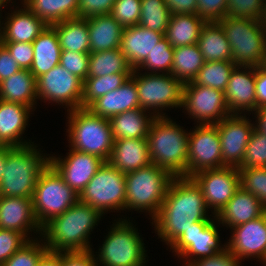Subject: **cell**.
<instances>
[{
  "label": "cell",
  "mask_w": 266,
  "mask_h": 266,
  "mask_svg": "<svg viewBox=\"0 0 266 266\" xmlns=\"http://www.w3.org/2000/svg\"><path fill=\"white\" fill-rule=\"evenodd\" d=\"M202 190L191 177H174L160 210L152 220L154 230L166 245L171 246L197 221L209 218Z\"/></svg>",
  "instance_id": "obj_1"
},
{
  "label": "cell",
  "mask_w": 266,
  "mask_h": 266,
  "mask_svg": "<svg viewBox=\"0 0 266 266\" xmlns=\"http://www.w3.org/2000/svg\"><path fill=\"white\" fill-rule=\"evenodd\" d=\"M102 216L97 209L78 200L42 227L41 238L52 252L92 251L89 235Z\"/></svg>",
  "instance_id": "obj_2"
},
{
  "label": "cell",
  "mask_w": 266,
  "mask_h": 266,
  "mask_svg": "<svg viewBox=\"0 0 266 266\" xmlns=\"http://www.w3.org/2000/svg\"><path fill=\"white\" fill-rule=\"evenodd\" d=\"M152 164L174 177H187L189 133L167 117H155L147 135Z\"/></svg>",
  "instance_id": "obj_3"
},
{
  "label": "cell",
  "mask_w": 266,
  "mask_h": 266,
  "mask_svg": "<svg viewBox=\"0 0 266 266\" xmlns=\"http://www.w3.org/2000/svg\"><path fill=\"white\" fill-rule=\"evenodd\" d=\"M40 151L34 143L6 151L0 180L2 196L32 198L38 177L50 164V157Z\"/></svg>",
  "instance_id": "obj_4"
},
{
  "label": "cell",
  "mask_w": 266,
  "mask_h": 266,
  "mask_svg": "<svg viewBox=\"0 0 266 266\" xmlns=\"http://www.w3.org/2000/svg\"><path fill=\"white\" fill-rule=\"evenodd\" d=\"M67 115L69 146L108 162L114 144L109 119L95 115L88 108L70 110Z\"/></svg>",
  "instance_id": "obj_5"
},
{
  "label": "cell",
  "mask_w": 266,
  "mask_h": 266,
  "mask_svg": "<svg viewBox=\"0 0 266 266\" xmlns=\"http://www.w3.org/2000/svg\"><path fill=\"white\" fill-rule=\"evenodd\" d=\"M174 176L162 167L150 164L125 174V210L148 212L152 220L158 214Z\"/></svg>",
  "instance_id": "obj_6"
},
{
  "label": "cell",
  "mask_w": 266,
  "mask_h": 266,
  "mask_svg": "<svg viewBox=\"0 0 266 266\" xmlns=\"http://www.w3.org/2000/svg\"><path fill=\"white\" fill-rule=\"evenodd\" d=\"M218 23L230 44L232 62L236 66H260L266 52L264 22L227 15Z\"/></svg>",
  "instance_id": "obj_7"
},
{
  "label": "cell",
  "mask_w": 266,
  "mask_h": 266,
  "mask_svg": "<svg viewBox=\"0 0 266 266\" xmlns=\"http://www.w3.org/2000/svg\"><path fill=\"white\" fill-rule=\"evenodd\" d=\"M112 226L94 257L97 265L145 266L147 251L135 225L121 218Z\"/></svg>",
  "instance_id": "obj_8"
},
{
  "label": "cell",
  "mask_w": 266,
  "mask_h": 266,
  "mask_svg": "<svg viewBox=\"0 0 266 266\" xmlns=\"http://www.w3.org/2000/svg\"><path fill=\"white\" fill-rule=\"evenodd\" d=\"M79 200V195L70 188L49 164L38 177L33 196V211L42 228L51 219L63 214Z\"/></svg>",
  "instance_id": "obj_9"
},
{
  "label": "cell",
  "mask_w": 266,
  "mask_h": 266,
  "mask_svg": "<svg viewBox=\"0 0 266 266\" xmlns=\"http://www.w3.org/2000/svg\"><path fill=\"white\" fill-rule=\"evenodd\" d=\"M131 78L136 83L139 108L153 111L151 113L154 117H165L166 113L162 112L165 108L182 107L184 84L173 75L146 72L142 74L134 69Z\"/></svg>",
  "instance_id": "obj_10"
},
{
  "label": "cell",
  "mask_w": 266,
  "mask_h": 266,
  "mask_svg": "<svg viewBox=\"0 0 266 266\" xmlns=\"http://www.w3.org/2000/svg\"><path fill=\"white\" fill-rule=\"evenodd\" d=\"M79 201L97 209L102 215L110 210H125V174L109 162H104L79 194Z\"/></svg>",
  "instance_id": "obj_11"
},
{
  "label": "cell",
  "mask_w": 266,
  "mask_h": 266,
  "mask_svg": "<svg viewBox=\"0 0 266 266\" xmlns=\"http://www.w3.org/2000/svg\"><path fill=\"white\" fill-rule=\"evenodd\" d=\"M212 217L214 218L195 222L194 227L184 231L170 246L172 253L174 252L178 258L185 259L186 266L194 260L213 256L227 249V243L220 245L219 232L214 222L216 217Z\"/></svg>",
  "instance_id": "obj_12"
},
{
  "label": "cell",
  "mask_w": 266,
  "mask_h": 266,
  "mask_svg": "<svg viewBox=\"0 0 266 266\" xmlns=\"http://www.w3.org/2000/svg\"><path fill=\"white\" fill-rule=\"evenodd\" d=\"M182 107L197 125L217 124L231 115L224 92L192 81L183 86Z\"/></svg>",
  "instance_id": "obj_13"
},
{
  "label": "cell",
  "mask_w": 266,
  "mask_h": 266,
  "mask_svg": "<svg viewBox=\"0 0 266 266\" xmlns=\"http://www.w3.org/2000/svg\"><path fill=\"white\" fill-rule=\"evenodd\" d=\"M36 84L37 99L65 105L67 111L81 108L83 81L60 64L39 76Z\"/></svg>",
  "instance_id": "obj_14"
},
{
  "label": "cell",
  "mask_w": 266,
  "mask_h": 266,
  "mask_svg": "<svg viewBox=\"0 0 266 266\" xmlns=\"http://www.w3.org/2000/svg\"><path fill=\"white\" fill-rule=\"evenodd\" d=\"M187 177L206 169L223 165L221 144L215 124L197 125L189 132Z\"/></svg>",
  "instance_id": "obj_15"
},
{
  "label": "cell",
  "mask_w": 266,
  "mask_h": 266,
  "mask_svg": "<svg viewBox=\"0 0 266 266\" xmlns=\"http://www.w3.org/2000/svg\"><path fill=\"white\" fill-rule=\"evenodd\" d=\"M191 178L201 188L208 209L216 216L240 187L238 168L225 166L197 172Z\"/></svg>",
  "instance_id": "obj_16"
},
{
  "label": "cell",
  "mask_w": 266,
  "mask_h": 266,
  "mask_svg": "<svg viewBox=\"0 0 266 266\" xmlns=\"http://www.w3.org/2000/svg\"><path fill=\"white\" fill-rule=\"evenodd\" d=\"M243 114H231L215 124L224 166L238 167L242 163L247 143L255 129V124Z\"/></svg>",
  "instance_id": "obj_17"
},
{
  "label": "cell",
  "mask_w": 266,
  "mask_h": 266,
  "mask_svg": "<svg viewBox=\"0 0 266 266\" xmlns=\"http://www.w3.org/2000/svg\"><path fill=\"white\" fill-rule=\"evenodd\" d=\"M50 165L78 195L104 164L101 158L70 149L65 158L49 156Z\"/></svg>",
  "instance_id": "obj_18"
},
{
  "label": "cell",
  "mask_w": 266,
  "mask_h": 266,
  "mask_svg": "<svg viewBox=\"0 0 266 266\" xmlns=\"http://www.w3.org/2000/svg\"><path fill=\"white\" fill-rule=\"evenodd\" d=\"M232 235L227 248L241 261L258 258L266 264V212L251 221L231 228Z\"/></svg>",
  "instance_id": "obj_19"
},
{
  "label": "cell",
  "mask_w": 266,
  "mask_h": 266,
  "mask_svg": "<svg viewBox=\"0 0 266 266\" xmlns=\"http://www.w3.org/2000/svg\"><path fill=\"white\" fill-rule=\"evenodd\" d=\"M255 78L256 67L254 66H236L231 72L224 90V98L230 114L241 115L243 112L256 111Z\"/></svg>",
  "instance_id": "obj_20"
},
{
  "label": "cell",
  "mask_w": 266,
  "mask_h": 266,
  "mask_svg": "<svg viewBox=\"0 0 266 266\" xmlns=\"http://www.w3.org/2000/svg\"><path fill=\"white\" fill-rule=\"evenodd\" d=\"M0 228L17 231L28 240H32V237L28 236L32 231L39 233L41 237L42 228L35 218L32 198L2 196Z\"/></svg>",
  "instance_id": "obj_21"
},
{
  "label": "cell",
  "mask_w": 266,
  "mask_h": 266,
  "mask_svg": "<svg viewBox=\"0 0 266 266\" xmlns=\"http://www.w3.org/2000/svg\"><path fill=\"white\" fill-rule=\"evenodd\" d=\"M32 111L26 105L0 99V145L21 147L34 143L31 140L23 141L21 136L26 130Z\"/></svg>",
  "instance_id": "obj_22"
},
{
  "label": "cell",
  "mask_w": 266,
  "mask_h": 266,
  "mask_svg": "<svg viewBox=\"0 0 266 266\" xmlns=\"http://www.w3.org/2000/svg\"><path fill=\"white\" fill-rule=\"evenodd\" d=\"M164 38V33L137 24L123 28L120 50L133 69H136Z\"/></svg>",
  "instance_id": "obj_23"
},
{
  "label": "cell",
  "mask_w": 266,
  "mask_h": 266,
  "mask_svg": "<svg viewBox=\"0 0 266 266\" xmlns=\"http://www.w3.org/2000/svg\"><path fill=\"white\" fill-rule=\"evenodd\" d=\"M7 14L2 28L1 42L32 43L48 26L25 5Z\"/></svg>",
  "instance_id": "obj_24"
},
{
  "label": "cell",
  "mask_w": 266,
  "mask_h": 266,
  "mask_svg": "<svg viewBox=\"0 0 266 266\" xmlns=\"http://www.w3.org/2000/svg\"><path fill=\"white\" fill-rule=\"evenodd\" d=\"M266 208L260 200L239 187L231 200L215 216L217 223L233 228L262 216Z\"/></svg>",
  "instance_id": "obj_25"
},
{
  "label": "cell",
  "mask_w": 266,
  "mask_h": 266,
  "mask_svg": "<svg viewBox=\"0 0 266 266\" xmlns=\"http://www.w3.org/2000/svg\"><path fill=\"white\" fill-rule=\"evenodd\" d=\"M108 162L124 174L150 165L147 138L114 140Z\"/></svg>",
  "instance_id": "obj_26"
},
{
  "label": "cell",
  "mask_w": 266,
  "mask_h": 266,
  "mask_svg": "<svg viewBox=\"0 0 266 266\" xmlns=\"http://www.w3.org/2000/svg\"><path fill=\"white\" fill-rule=\"evenodd\" d=\"M87 108L95 115L108 119L122 112L139 108L135 81L130 77L118 89L97 98Z\"/></svg>",
  "instance_id": "obj_27"
},
{
  "label": "cell",
  "mask_w": 266,
  "mask_h": 266,
  "mask_svg": "<svg viewBox=\"0 0 266 266\" xmlns=\"http://www.w3.org/2000/svg\"><path fill=\"white\" fill-rule=\"evenodd\" d=\"M90 53L120 48L123 27L110 15L86 18Z\"/></svg>",
  "instance_id": "obj_28"
},
{
  "label": "cell",
  "mask_w": 266,
  "mask_h": 266,
  "mask_svg": "<svg viewBox=\"0 0 266 266\" xmlns=\"http://www.w3.org/2000/svg\"><path fill=\"white\" fill-rule=\"evenodd\" d=\"M34 58L30 72L37 79L60 64L61 47L55 29H46L32 42Z\"/></svg>",
  "instance_id": "obj_29"
},
{
  "label": "cell",
  "mask_w": 266,
  "mask_h": 266,
  "mask_svg": "<svg viewBox=\"0 0 266 266\" xmlns=\"http://www.w3.org/2000/svg\"><path fill=\"white\" fill-rule=\"evenodd\" d=\"M0 99L26 105L32 110L36 108L37 84L30 70L21 69L1 81Z\"/></svg>",
  "instance_id": "obj_30"
},
{
  "label": "cell",
  "mask_w": 266,
  "mask_h": 266,
  "mask_svg": "<svg viewBox=\"0 0 266 266\" xmlns=\"http://www.w3.org/2000/svg\"><path fill=\"white\" fill-rule=\"evenodd\" d=\"M154 118L152 113L141 108L114 115L109 119L114 140L147 138Z\"/></svg>",
  "instance_id": "obj_31"
},
{
  "label": "cell",
  "mask_w": 266,
  "mask_h": 266,
  "mask_svg": "<svg viewBox=\"0 0 266 266\" xmlns=\"http://www.w3.org/2000/svg\"><path fill=\"white\" fill-rule=\"evenodd\" d=\"M197 45L205 62L232 61V50L222 26L206 22L201 29Z\"/></svg>",
  "instance_id": "obj_32"
},
{
  "label": "cell",
  "mask_w": 266,
  "mask_h": 266,
  "mask_svg": "<svg viewBox=\"0 0 266 266\" xmlns=\"http://www.w3.org/2000/svg\"><path fill=\"white\" fill-rule=\"evenodd\" d=\"M205 23L197 14L171 15L164 37L173 48L197 44Z\"/></svg>",
  "instance_id": "obj_33"
},
{
  "label": "cell",
  "mask_w": 266,
  "mask_h": 266,
  "mask_svg": "<svg viewBox=\"0 0 266 266\" xmlns=\"http://www.w3.org/2000/svg\"><path fill=\"white\" fill-rule=\"evenodd\" d=\"M51 26L57 33L61 51L90 53L86 18H70Z\"/></svg>",
  "instance_id": "obj_34"
},
{
  "label": "cell",
  "mask_w": 266,
  "mask_h": 266,
  "mask_svg": "<svg viewBox=\"0 0 266 266\" xmlns=\"http://www.w3.org/2000/svg\"><path fill=\"white\" fill-rule=\"evenodd\" d=\"M24 5L48 26L79 17V0H27Z\"/></svg>",
  "instance_id": "obj_35"
},
{
  "label": "cell",
  "mask_w": 266,
  "mask_h": 266,
  "mask_svg": "<svg viewBox=\"0 0 266 266\" xmlns=\"http://www.w3.org/2000/svg\"><path fill=\"white\" fill-rule=\"evenodd\" d=\"M204 63L197 44L175 47L170 74L185 84L193 81Z\"/></svg>",
  "instance_id": "obj_36"
},
{
  "label": "cell",
  "mask_w": 266,
  "mask_h": 266,
  "mask_svg": "<svg viewBox=\"0 0 266 266\" xmlns=\"http://www.w3.org/2000/svg\"><path fill=\"white\" fill-rule=\"evenodd\" d=\"M125 55L120 48L90 53L87 77H102L115 73H132Z\"/></svg>",
  "instance_id": "obj_37"
},
{
  "label": "cell",
  "mask_w": 266,
  "mask_h": 266,
  "mask_svg": "<svg viewBox=\"0 0 266 266\" xmlns=\"http://www.w3.org/2000/svg\"><path fill=\"white\" fill-rule=\"evenodd\" d=\"M132 73H115L102 77H87L83 82L81 108H87L97 98L122 86Z\"/></svg>",
  "instance_id": "obj_38"
},
{
  "label": "cell",
  "mask_w": 266,
  "mask_h": 266,
  "mask_svg": "<svg viewBox=\"0 0 266 266\" xmlns=\"http://www.w3.org/2000/svg\"><path fill=\"white\" fill-rule=\"evenodd\" d=\"M235 67L232 61L205 62L192 82L224 92Z\"/></svg>",
  "instance_id": "obj_39"
},
{
  "label": "cell",
  "mask_w": 266,
  "mask_h": 266,
  "mask_svg": "<svg viewBox=\"0 0 266 266\" xmlns=\"http://www.w3.org/2000/svg\"><path fill=\"white\" fill-rule=\"evenodd\" d=\"M171 13L164 0H141L139 24L146 29L166 32Z\"/></svg>",
  "instance_id": "obj_40"
},
{
  "label": "cell",
  "mask_w": 266,
  "mask_h": 266,
  "mask_svg": "<svg viewBox=\"0 0 266 266\" xmlns=\"http://www.w3.org/2000/svg\"><path fill=\"white\" fill-rule=\"evenodd\" d=\"M174 57V48L164 37L148 57L136 68L138 71L146 69L147 73L170 74ZM141 68V69H140ZM148 69V70H147ZM151 71V72H148Z\"/></svg>",
  "instance_id": "obj_41"
},
{
  "label": "cell",
  "mask_w": 266,
  "mask_h": 266,
  "mask_svg": "<svg viewBox=\"0 0 266 266\" xmlns=\"http://www.w3.org/2000/svg\"><path fill=\"white\" fill-rule=\"evenodd\" d=\"M240 187L256 196L266 208V167L238 168Z\"/></svg>",
  "instance_id": "obj_42"
},
{
  "label": "cell",
  "mask_w": 266,
  "mask_h": 266,
  "mask_svg": "<svg viewBox=\"0 0 266 266\" xmlns=\"http://www.w3.org/2000/svg\"><path fill=\"white\" fill-rule=\"evenodd\" d=\"M266 167V135L253 130L247 143L243 161L237 168Z\"/></svg>",
  "instance_id": "obj_43"
},
{
  "label": "cell",
  "mask_w": 266,
  "mask_h": 266,
  "mask_svg": "<svg viewBox=\"0 0 266 266\" xmlns=\"http://www.w3.org/2000/svg\"><path fill=\"white\" fill-rule=\"evenodd\" d=\"M35 239L25 243L2 266H37L38 261L48 249L42 239L40 241L38 238Z\"/></svg>",
  "instance_id": "obj_44"
},
{
  "label": "cell",
  "mask_w": 266,
  "mask_h": 266,
  "mask_svg": "<svg viewBox=\"0 0 266 266\" xmlns=\"http://www.w3.org/2000/svg\"><path fill=\"white\" fill-rule=\"evenodd\" d=\"M266 0H227V15L264 21Z\"/></svg>",
  "instance_id": "obj_45"
},
{
  "label": "cell",
  "mask_w": 266,
  "mask_h": 266,
  "mask_svg": "<svg viewBox=\"0 0 266 266\" xmlns=\"http://www.w3.org/2000/svg\"><path fill=\"white\" fill-rule=\"evenodd\" d=\"M123 28L139 24L141 0H115L110 14Z\"/></svg>",
  "instance_id": "obj_46"
},
{
  "label": "cell",
  "mask_w": 266,
  "mask_h": 266,
  "mask_svg": "<svg viewBox=\"0 0 266 266\" xmlns=\"http://www.w3.org/2000/svg\"><path fill=\"white\" fill-rule=\"evenodd\" d=\"M89 56L90 53L61 51L60 65L84 82L88 75Z\"/></svg>",
  "instance_id": "obj_47"
},
{
  "label": "cell",
  "mask_w": 266,
  "mask_h": 266,
  "mask_svg": "<svg viewBox=\"0 0 266 266\" xmlns=\"http://www.w3.org/2000/svg\"><path fill=\"white\" fill-rule=\"evenodd\" d=\"M28 241L17 231L0 228V266Z\"/></svg>",
  "instance_id": "obj_48"
},
{
  "label": "cell",
  "mask_w": 266,
  "mask_h": 266,
  "mask_svg": "<svg viewBox=\"0 0 266 266\" xmlns=\"http://www.w3.org/2000/svg\"><path fill=\"white\" fill-rule=\"evenodd\" d=\"M197 15L206 22H218L227 16V0H197Z\"/></svg>",
  "instance_id": "obj_49"
},
{
  "label": "cell",
  "mask_w": 266,
  "mask_h": 266,
  "mask_svg": "<svg viewBox=\"0 0 266 266\" xmlns=\"http://www.w3.org/2000/svg\"><path fill=\"white\" fill-rule=\"evenodd\" d=\"M21 69L30 70L34 58L32 43L1 42Z\"/></svg>",
  "instance_id": "obj_50"
},
{
  "label": "cell",
  "mask_w": 266,
  "mask_h": 266,
  "mask_svg": "<svg viewBox=\"0 0 266 266\" xmlns=\"http://www.w3.org/2000/svg\"><path fill=\"white\" fill-rule=\"evenodd\" d=\"M115 0H79V17L111 14Z\"/></svg>",
  "instance_id": "obj_51"
},
{
  "label": "cell",
  "mask_w": 266,
  "mask_h": 266,
  "mask_svg": "<svg viewBox=\"0 0 266 266\" xmlns=\"http://www.w3.org/2000/svg\"><path fill=\"white\" fill-rule=\"evenodd\" d=\"M240 259L227 248L213 256L194 260L189 266H240Z\"/></svg>",
  "instance_id": "obj_52"
},
{
  "label": "cell",
  "mask_w": 266,
  "mask_h": 266,
  "mask_svg": "<svg viewBox=\"0 0 266 266\" xmlns=\"http://www.w3.org/2000/svg\"><path fill=\"white\" fill-rule=\"evenodd\" d=\"M93 252H62V266H98Z\"/></svg>",
  "instance_id": "obj_53"
},
{
  "label": "cell",
  "mask_w": 266,
  "mask_h": 266,
  "mask_svg": "<svg viewBox=\"0 0 266 266\" xmlns=\"http://www.w3.org/2000/svg\"><path fill=\"white\" fill-rule=\"evenodd\" d=\"M21 70L8 49L0 42V82Z\"/></svg>",
  "instance_id": "obj_54"
},
{
  "label": "cell",
  "mask_w": 266,
  "mask_h": 266,
  "mask_svg": "<svg viewBox=\"0 0 266 266\" xmlns=\"http://www.w3.org/2000/svg\"><path fill=\"white\" fill-rule=\"evenodd\" d=\"M171 15L197 14V0H164Z\"/></svg>",
  "instance_id": "obj_55"
},
{
  "label": "cell",
  "mask_w": 266,
  "mask_h": 266,
  "mask_svg": "<svg viewBox=\"0 0 266 266\" xmlns=\"http://www.w3.org/2000/svg\"><path fill=\"white\" fill-rule=\"evenodd\" d=\"M256 110L266 107V71L260 66L256 67Z\"/></svg>",
  "instance_id": "obj_56"
},
{
  "label": "cell",
  "mask_w": 266,
  "mask_h": 266,
  "mask_svg": "<svg viewBox=\"0 0 266 266\" xmlns=\"http://www.w3.org/2000/svg\"><path fill=\"white\" fill-rule=\"evenodd\" d=\"M37 266H62V252L47 250L38 261Z\"/></svg>",
  "instance_id": "obj_57"
},
{
  "label": "cell",
  "mask_w": 266,
  "mask_h": 266,
  "mask_svg": "<svg viewBox=\"0 0 266 266\" xmlns=\"http://www.w3.org/2000/svg\"><path fill=\"white\" fill-rule=\"evenodd\" d=\"M253 114L256 115L255 128L266 135V107L257 109Z\"/></svg>",
  "instance_id": "obj_58"
},
{
  "label": "cell",
  "mask_w": 266,
  "mask_h": 266,
  "mask_svg": "<svg viewBox=\"0 0 266 266\" xmlns=\"http://www.w3.org/2000/svg\"><path fill=\"white\" fill-rule=\"evenodd\" d=\"M9 146L0 145V180L3 175L4 165L6 162V151L9 149Z\"/></svg>",
  "instance_id": "obj_59"
},
{
  "label": "cell",
  "mask_w": 266,
  "mask_h": 266,
  "mask_svg": "<svg viewBox=\"0 0 266 266\" xmlns=\"http://www.w3.org/2000/svg\"><path fill=\"white\" fill-rule=\"evenodd\" d=\"M260 67H261L264 71H266V52H265V54H264V56H263V60H262V63H261V65H260Z\"/></svg>",
  "instance_id": "obj_60"
},
{
  "label": "cell",
  "mask_w": 266,
  "mask_h": 266,
  "mask_svg": "<svg viewBox=\"0 0 266 266\" xmlns=\"http://www.w3.org/2000/svg\"><path fill=\"white\" fill-rule=\"evenodd\" d=\"M7 5L8 4V1L7 0H0V10H2L1 8L2 7H5L4 5Z\"/></svg>",
  "instance_id": "obj_61"
},
{
  "label": "cell",
  "mask_w": 266,
  "mask_h": 266,
  "mask_svg": "<svg viewBox=\"0 0 266 266\" xmlns=\"http://www.w3.org/2000/svg\"><path fill=\"white\" fill-rule=\"evenodd\" d=\"M0 11H2V10H0ZM1 14H2V13L0 12V18H1V16H2ZM0 20H1V19H0ZM1 22H2V21H0V42H1V39H2V30H1V29L3 28V26H1V25H3V24H1Z\"/></svg>",
  "instance_id": "obj_62"
},
{
  "label": "cell",
  "mask_w": 266,
  "mask_h": 266,
  "mask_svg": "<svg viewBox=\"0 0 266 266\" xmlns=\"http://www.w3.org/2000/svg\"><path fill=\"white\" fill-rule=\"evenodd\" d=\"M9 3L11 2V0H7ZM27 0H22L21 3L24 5L26 3Z\"/></svg>",
  "instance_id": "obj_63"
},
{
  "label": "cell",
  "mask_w": 266,
  "mask_h": 266,
  "mask_svg": "<svg viewBox=\"0 0 266 266\" xmlns=\"http://www.w3.org/2000/svg\"><path fill=\"white\" fill-rule=\"evenodd\" d=\"M264 25H265V29H266V14H265V18H264Z\"/></svg>",
  "instance_id": "obj_64"
}]
</instances>
